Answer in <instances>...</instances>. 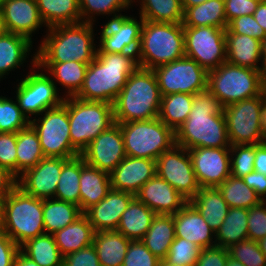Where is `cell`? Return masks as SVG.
<instances>
[{
    "label": "cell",
    "instance_id": "60",
    "mask_svg": "<svg viewBox=\"0 0 266 266\" xmlns=\"http://www.w3.org/2000/svg\"><path fill=\"white\" fill-rule=\"evenodd\" d=\"M253 17L266 33V0L259 2L257 9L253 13Z\"/></svg>",
    "mask_w": 266,
    "mask_h": 266
},
{
    "label": "cell",
    "instance_id": "37",
    "mask_svg": "<svg viewBox=\"0 0 266 266\" xmlns=\"http://www.w3.org/2000/svg\"><path fill=\"white\" fill-rule=\"evenodd\" d=\"M248 209L229 208V211L215 232L216 246L229 248L231 245L248 239Z\"/></svg>",
    "mask_w": 266,
    "mask_h": 266
},
{
    "label": "cell",
    "instance_id": "54",
    "mask_svg": "<svg viewBox=\"0 0 266 266\" xmlns=\"http://www.w3.org/2000/svg\"><path fill=\"white\" fill-rule=\"evenodd\" d=\"M261 0H224L227 24L243 15H253Z\"/></svg>",
    "mask_w": 266,
    "mask_h": 266
},
{
    "label": "cell",
    "instance_id": "27",
    "mask_svg": "<svg viewBox=\"0 0 266 266\" xmlns=\"http://www.w3.org/2000/svg\"><path fill=\"white\" fill-rule=\"evenodd\" d=\"M189 202L214 232L220 228L230 208L217 187H200Z\"/></svg>",
    "mask_w": 266,
    "mask_h": 266
},
{
    "label": "cell",
    "instance_id": "24",
    "mask_svg": "<svg viewBox=\"0 0 266 266\" xmlns=\"http://www.w3.org/2000/svg\"><path fill=\"white\" fill-rule=\"evenodd\" d=\"M173 217L175 237L189 240L201 249L216 246L214 230L189 201L181 210L173 214Z\"/></svg>",
    "mask_w": 266,
    "mask_h": 266
},
{
    "label": "cell",
    "instance_id": "49",
    "mask_svg": "<svg viewBox=\"0 0 266 266\" xmlns=\"http://www.w3.org/2000/svg\"><path fill=\"white\" fill-rule=\"evenodd\" d=\"M159 262L141 240H130L122 266H158Z\"/></svg>",
    "mask_w": 266,
    "mask_h": 266
},
{
    "label": "cell",
    "instance_id": "67",
    "mask_svg": "<svg viewBox=\"0 0 266 266\" xmlns=\"http://www.w3.org/2000/svg\"><path fill=\"white\" fill-rule=\"evenodd\" d=\"M261 52H262V61H266V38L262 41Z\"/></svg>",
    "mask_w": 266,
    "mask_h": 266
},
{
    "label": "cell",
    "instance_id": "20",
    "mask_svg": "<svg viewBox=\"0 0 266 266\" xmlns=\"http://www.w3.org/2000/svg\"><path fill=\"white\" fill-rule=\"evenodd\" d=\"M156 175V160L126 156L110 173L111 189L136 195Z\"/></svg>",
    "mask_w": 266,
    "mask_h": 266
},
{
    "label": "cell",
    "instance_id": "28",
    "mask_svg": "<svg viewBox=\"0 0 266 266\" xmlns=\"http://www.w3.org/2000/svg\"><path fill=\"white\" fill-rule=\"evenodd\" d=\"M94 234L93 226L83 214L73 223L56 231L53 236L61 255L64 257L93 244Z\"/></svg>",
    "mask_w": 266,
    "mask_h": 266
},
{
    "label": "cell",
    "instance_id": "51",
    "mask_svg": "<svg viewBox=\"0 0 266 266\" xmlns=\"http://www.w3.org/2000/svg\"><path fill=\"white\" fill-rule=\"evenodd\" d=\"M16 133L0 132V167L17 177Z\"/></svg>",
    "mask_w": 266,
    "mask_h": 266
},
{
    "label": "cell",
    "instance_id": "2",
    "mask_svg": "<svg viewBox=\"0 0 266 266\" xmlns=\"http://www.w3.org/2000/svg\"><path fill=\"white\" fill-rule=\"evenodd\" d=\"M138 67L134 53H96L76 98L114 104L127 78Z\"/></svg>",
    "mask_w": 266,
    "mask_h": 266
},
{
    "label": "cell",
    "instance_id": "52",
    "mask_svg": "<svg viewBox=\"0 0 266 266\" xmlns=\"http://www.w3.org/2000/svg\"><path fill=\"white\" fill-rule=\"evenodd\" d=\"M225 32L247 35L258 39L261 42L266 38L264 29L254 19L253 15H243L234 18L228 23Z\"/></svg>",
    "mask_w": 266,
    "mask_h": 266
},
{
    "label": "cell",
    "instance_id": "6",
    "mask_svg": "<svg viewBox=\"0 0 266 266\" xmlns=\"http://www.w3.org/2000/svg\"><path fill=\"white\" fill-rule=\"evenodd\" d=\"M3 231L20 247L45 234L43 199L26 194L18 186L1 202Z\"/></svg>",
    "mask_w": 266,
    "mask_h": 266
},
{
    "label": "cell",
    "instance_id": "15",
    "mask_svg": "<svg viewBox=\"0 0 266 266\" xmlns=\"http://www.w3.org/2000/svg\"><path fill=\"white\" fill-rule=\"evenodd\" d=\"M156 175L168 182L187 201L200 189L188 150L176 144L156 159Z\"/></svg>",
    "mask_w": 266,
    "mask_h": 266
},
{
    "label": "cell",
    "instance_id": "14",
    "mask_svg": "<svg viewBox=\"0 0 266 266\" xmlns=\"http://www.w3.org/2000/svg\"><path fill=\"white\" fill-rule=\"evenodd\" d=\"M226 29L213 26L184 27L185 56L207 71L226 62Z\"/></svg>",
    "mask_w": 266,
    "mask_h": 266
},
{
    "label": "cell",
    "instance_id": "58",
    "mask_svg": "<svg viewBox=\"0 0 266 266\" xmlns=\"http://www.w3.org/2000/svg\"><path fill=\"white\" fill-rule=\"evenodd\" d=\"M17 187V177L0 167V203Z\"/></svg>",
    "mask_w": 266,
    "mask_h": 266
},
{
    "label": "cell",
    "instance_id": "69",
    "mask_svg": "<svg viewBox=\"0 0 266 266\" xmlns=\"http://www.w3.org/2000/svg\"><path fill=\"white\" fill-rule=\"evenodd\" d=\"M4 24H3V19L0 13V36L5 32Z\"/></svg>",
    "mask_w": 266,
    "mask_h": 266
},
{
    "label": "cell",
    "instance_id": "53",
    "mask_svg": "<svg viewBox=\"0 0 266 266\" xmlns=\"http://www.w3.org/2000/svg\"><path fill=\"white\" fill-rule=\"evenodd\" d=\"M62 266H101L93 244L63 257Z\"/></svg>",
    "mask_w": 266,
    "mask_h": 266
},
{
    "label": "cell",
    "instance_id": "18",
    "mask_svg": "<svg viewBox=\"0 0 266 266\" xmlns=\"http://www.w3.org/2000/svg\"><path fill=\"white\" fill-rule=\"evenodd\" d=\"M188 152L200 187H218L231 175L230 148L198 147Z\"/></svg>",
    "mask_w": 266,
    "mask_h": 266
},
{
    "label": "cell",
    "instance_id": "12",
    "mask_svg": "<svg viewBox=\"0 0 266 266\" xmlns=\"http://www.w3.org/2000/svg\"><path fill=\"white\" fill-rule=\"evenodd\" d=\"M33 72H28L17 85L16 99L21 111L28 117L42 115L45 110L59 106L63 102V97H59L57 83L54 79L39 73V66L36 65V53L32 59ZM30 114V115H29Z\"/></svg>",
    "mask_w": 266,
    "mask_h": 266
},
{
    "label": "cell",
    "instance_id": "39",
    "mask_svg": "<svg viewBox=\"0 0 266 266\" xmlns=\"http://www.w3.org/2000/svg\"><path fill=\"white\" fill-rule=\"evenodd\" d=\"M16 153L17 178L45 157L38 134L31 125L16 133Z\"/></svg>",
    "mask_w": 266,
    "mask_h": 266
},
{
    "label": "cell",
    "instance_id": "46",
    "mask_svg": "<svg viewBox=\"0 0 266 266\" xmlns=\"http://www.w3.org/2000/svg\"><path fill=\"white\" fill-rule=\"evenodd\" d=\"M230 153V168L233 177L243 178L254 171L255 144L231 145Z\"/></svg>",
    "mask_w": 266,
    "mask_h": 266
},
{
    "label": "cell",
    "instance_id": "61",
    "mask_svg": "<svg viewBox=\"0 0 266 266\" xmlns=\"http://www.w3.org/2000/svg\"><path fill=\"white\" fill-rule=\"evenodd\" d=\"M14 266H39L31 258L25 255L21 250L15 256Z\"/></svg>",
    "mask_w": 266,
    "mask_h": 266
},
{
    "label": "cell",
    "instance_id": "11",
    "mask_svg": "<svg viewBox=\"0 0 266 266\" xmlns=\"http://www.w3.org/2000/svg\"><path fill=\"white\" fill-rule=\"evenodd\" d=\"M266 92L223 108L230 145L264 143L261 108Z\"/></svg>",
    "mask_w": 266,
    "mask_h": 266
},
{
    "label": "cell",
    "instance_id": "30",
    "mask_svg": "<svg viewBox=\"0 0 266 266\" xmlns=\"http://www.w3.org/2000/svg\"><path fill=\"white\" fill-rule=\"evenodd\" d=\"M156 215L154 211L135 197L130 202L128 208L122 213L116 231L130 240H141L147 233Z\"/></svg>",
    "mask_w": 266,
    "mask_h": 266
},
{
    "label": "cell",
    "instance_id": "22",
    "mask_svg": "<svg viewBox=\"0 0 266 266\" xmlns=\"http://www.w3.org/2000/svg\"><path fill=\"white\" fill-rule=\"evenodd\" d=\"M135 197L156 214H176L188 202L176 189L159 176L148 180Z\"/></svg>",
    "mask_w": 266,
    "mask_h": 266
},
{
    "label": "cell",
    "instance_id": "57",
    "mask_svg": "<svg viewBox=\"0 0 266 266\" xmlns=\"http://www.w3.org/2000/svg\"><path fill=\"white\" fill-rule=\"evenodd\" d=\"M242 179L255 191L261 200H266V176L264 174L253 171L244 176Z\"/></svg>",
    "mask_w": 266,
    "mask_h": 266
},
{
    "label": "cell",
    "instance_id": "3",
    "mask_svg": "<svg viewBox=\"0 0 266 266\" xmlns=\"http://www.w3.org/2000/svg\"><path fill=\"white\" fill-rule=\"evenodd\" d=\"M93 24L81 22L47 28L49 32L36 52V63L92 62L97 53Z\"/></svg>",
    "mask_w": 266,
    "mask_h": 266
},
{
    "label": "cell",
    "instance_id": "50",
    "mask_svg": "<svg viewBox=\"0 0 266 266\" xmlns=\"http://www.w3.org/2000/svg\"><path fill=\"white\" fill-rule=\"evenodd\" d=\"M248 239L258 241L266 237V200L248 209Z\"/></svg>",
    "mask_w": 266,
    "mask_h": 266
},
{
    "label": "cell",
    "instance_id": "41",
    "mask_svg": "<svg viewBox=\"0 0 266 266\" xmlns=\"http://www.w3.org/2000/svg\"><path fill=\"white\" fill-rule=\"evenodd\" d=\"M140 16L146 21L183 23L181 0H139ZM135 2V0H133Z\"/></svg>",
    "mask_w": 266,
    "mask_h": 266
},
{
    "label": "cell",
    "instance_id": "16",
    "mask_svg": "<svg viewBox=\"0 0 266 266\" xmlns=\"http://www.w3.org/2000/svg\"><path fill=\"white\" fill-rule=\"evenodd\" d=\"M122 15L103 25L97 53H134L139 50L144 19Z\"/></svg>",
    "mask_w": 266,
    "mask_h": 266
},
{
    "label": "cell",
    "instance_id": "9",
    "mask_svg": "<svg viewBox=\"0 0 266 266\" xmlns=\"http://www.w3.org/2000/svg\"><path fill=\"white\" fill-rule=\"evenodd\" d=\"M127 156L156 160L176 144L175 131L159 118L119 123Z\"/></svg>",
    "mask_w": 266,
    "mask_h": 266
},
{
    "label": "cell",
    "instance_id": "17",
    "mask_svg": "<svg viewBox=\"0 0 266 266\" xmlns=\"http://www.w3.org/2000/svg\"><path fill=\"white\" fill-rule=\"evenodd\" d=\"M80 156L88 165L110 174L127 156L120 125L114 123L106 131L100 133L81 152Z\"/></svg>",
    "mask_w": 266,
    "mask_h": 266
},
{
    "label": "cell",
    "instance_id": "40",
    "mask_svg": "<svg viewBox=\"0 0 266 266\" xmlns=\"http://www.w3.org/2000/svg\"><path fill=\"white\" fill-rule=\"evenodd\" d=\"M20 250L39 266H62L63 256L55 243L53 234H43L29 239Z\"/></svg>",
    "mask_w": 266,
    "mask_h": 266
},
{
    "label": "cell",
    "instance_id": "1",
    "mask_svg": "<svg viewBox=\"0 0 266 266\" xmlns=\"http://www.w3.org/2000/svg\"><path fill=\"white\" fill-rule=\"evenodd\" d=\"M176 145L187 150L230 148L226 120L219 100L208 89L194 95L190 114L175 131Z\"/></svg>",
    "mask_w": 266,
    "mask_h": 266
},
{
    "label": "cell",
    "instance_id": "48",
    "mask_svg": "<svg viewBox=\"0 0 266 266\" xmlns=\"http://www.w3.org/2000/svg\"><path fill=\"white\" fill-rule=\"evenodd\" d=\"M229 257L244 266H266V257L261 252L257 241L244 240L228 248Z\"/></svg>",
    "mask_w": 266,
    "mask_h": 266
},
{
    "label": "cell",
    "instance_id": "21",
    "mask_svg": "<svg viewBox=\"0 0 266 266\" xmlns=\"http://www.w3.org/2000/svg\"><path fill=\"white\" fill-rule=\"evenodd\" d=\"M0 13L7 32L22 35L30 41L32 33L44 24L36 0H4Z\"/></svg>",
    "mask_w": 266,
    "mask_h": 266
},
{
    "label": "cell",
    "instance_id": "7",
    "mask_svg": "<svg viewBox=\"0 0 266 266\" xmlns=\"http://www.w3.org/2000/svg\"><path fill=\"white\" fill-rule=\"evenodd\" d=\"M68 110L72 147L79 153L114 122L113 104L64 97Z\"/></svg>",
    "mask_w": 266,
    "mask_h": 266
},
{
    "label": "cell",
    "instance_id": "32",
    "mask_svg": "<svg viewBox=\"0 0 266 266\" xmlns=\"http://www.w3.org/2000/svg\"><path fill=\"white\" fill-rule=\"evenodd\" d=\"M174 239L175 224L173 215L157 214L141 241L156 257L165 259Z\"/></svg>",
    "mask_w": 266,
    "mask_h": 266
},
{
    "label": "cell",
    "instance_id": "33",
    "mask_svg": "<svg viewBox=\"0 0 266 266\" xmlns=\"http://www.w3.org/2000/svg\"><path fill=\"white\" fill-rule=\"evenodd\" d=\"M46 27L81 23L78 0H36Z\"/></svg>",
    "mask_w": 266,
    "mask_h": 266
},
{
    "label": "cell",
    "instance_id": "47",
    "mask_svg": "<svg viewBox=\"0 0 266 266\" xmlns=\"http://www.w3.org/2000/svg\"><path fill=\"white\" fill-rule=\"evenodd\" d=\"M201 250L197 244L183 238L175 237L165 259L178 266H195Z\"/></svg>",
    "mask_w": 266,
    "mask_h": 266
},
{
    "label": "cell",
    "instance_id": "34",
    "mask_svg": "<svg viewBox=\"0 0 266 266\" xmlns=\"http://www.w3.org/2000/svg\"><path fill=\"white\" fill-rule=\"evenodd\" d=\"M183 27L213 26L226 29L224 0H207L184 11Z\"/></svg>",
    "mask_w": 266,
    "mask_h": 266
},
{
    "label": "cell",
    "instance_id": "71",
    "mask_svg": "<svg viewBox=\"0 0 266 266\" xmlns=\"http://www.w3.org/2000/svg\"><path fill=\"white\" fill-rule=\"evenodd\" d=\"M3 3H4V0H0V12H1V9H2Z\"/></svg>",
    "mask_w": 266,
    "mask_h": 266
},
{
    "label": "cell",
    "instance_id": "35",
    "mask_svg": "<svg viewBox=\"0 0 266 266\" xmlns=\"http://www.w3.org/2000/svg\"><path fill=\"white\" fill-rule=\"evenodd\" d=\"M83 215L80 207L56 198L43 199V223L46 234H54Z\"/></svg>",
    "mask_w": 266,
    "mask_h": 266
},
{
    "label": "cell",
    "instance_id": "66",
    "mask_svg": "<svg viewBox=\"0 0 266 266\" xmlns=\"http://www.w3.org/2000/svg\"><path fill=\"white\" fill-rule=\"evenodd\" d=\"M226 266H244V265L241 262L236 261V260L229 257V259L226 263Z\"/></svg>",
    "mask_w": 266,
    "mask_h": 266
},
{
    "label": "cell",
    "instance_id": "31",
    "mask_svg": "<svg viewBox=\"0 0 266 266\" xmlns=\"http://www.w3.org/2000/svg\"><path fill=\"white\" fill-rule=\"evenodd\" d=\"M32 42L22 35L7 31L0 36V80L24 63L33 47Z\"/></svg>",
    "mask_w": 266,
    "mask_h": 266
},
{
    "label": "cell",
    "instance_id": "8",
    "mask_svg": "<svg viewBox=\"0 0 266 266\" xmlns=\"http://www.w3.org/2000/svg\"><path fill=\"white\" fill-rule=\"evenodd\" d=\"M207 89L216 96L223 108L264 92L261 70L228 63L208 71Z\"/></svg>",
    "mask_w": 266,
    "mask_h": 266
},
{
    "label": "cell",
    "instance_id": "36",
    "mask_svg": "<svg viewBox=\"0 0 266 266\" xmlns=\"http://www.w3.org/2000/svg\"><path fill=\"white\" fill-rule=\"evenodd\" d=\"M42 72L45 68L59 84L67 88L66 97L75 96L81 89L89 64L69 61L62 63H36ZM44 68V69H43Z\"/></svg>",
    "mask_w": 266,
    "mask_h": 266
},
{
    "label": "cell",
    "instance_id": "55",
    "mask_svg": "<svg viewBox=\"0 0 266 266\" xmlns=\"http://www.w3.org/2000/svg\"><path fill=\"white\" fill-rule=\"evenodd\" d=\"M228 259L227 248L214 246L201 250L195 266H226Z\"/></svg>",
    "mask_w": 266,
    "mask_h": 266
},
{
    "label": "cell",
    "instance_id": "13",
    "mask_svg": "<svg viewBox=\"0 0 266 266\" xmlns=\"http://www.w3.org/2000/svg\"><path fill=\"white\" fill-rule=\"evenodd\" d=\"M161 96L172 93L195 95L207 89L208 71L186 56L153 69Z\"/></svg>",
    "mask_w": 266,
    "mask_h": 266
},
{
    "label": "cell",
    "instance_id": "26",
    "mask_svg": "<svg viewBox=\"0 0 266 266\" xmlns=\"http://www.w3.org/2000/svg\"><path fill=\"white\" fill-rule=\"evenodd\" d=\"M80 209L84 213L98 204L111 190L110 174L88 165L81 157V176L79 180Z\"/></svg>",
    "mask_w": 266,
    "mask_h": 266
},
{
    "label": "cell",
    "instance_id": "38",
    "mask_svg": "<svg viewBox=\"0 0 266 266\" xmlns=\"http://www.w3.org/2000/svg\"><path fill=\"white\" fill-rule=\"evenodd\" d=\"M194 101L193 94L172 93L161 96L158 118L176 131L188 118Z\"/></svg>",
    "mask_w": 266,
    "mask_h": 266
},
{
    "label": "cell",
    "instance_id": "65",
    "mask_svg": "<svg viewBox=\"0 0 266 266\" xmlns=\"http://www.w3.org/2000/svg\"><path fill=\"white\" fill-rule=\"evenodd\" d=\"M259 248L261 250V252L265 255L266 257V237L260 239L257 241Z\"/></svg>",
    "mask_w": 266,
    "mask_h": 266
},
{
    "label": "cell",
    "instance_id": "42",
    "mask_svg": "<svg viewBox=\"0 0 266 266\" xmlns=\"http://www.w3.org/2000/svg\"><path fill=\"white\" fill-rule=\"evenodd\" d=\"M80 176L81 156L79 155L63 165L54 198L80 206Z\"/></svg>",
    "mask_w": 266,
    "mask_h": 266
},
{
    "label": "cell",
    "instance_id": "19",
    "mask_svg": "<svg viewBox=\"0 0 266 266\" xmlns=\"http://www.w3.org/2000/svg\"><path fill=\"white\" fill-rule=\"evenodd\" d=\"M69 159L44 157L17 178V186L36 198H54L62 167Z\"/></svg>",
    "mask_w": 266,
    "mask_h": 266
},
{
    "label": "cell",
    "instance_id": "59",
    "mask_svg": "<svg viewBox=\"0 0 266 266\" xmlns=\"http://www.w3.org/2000/svg\"><path fill=\"white\" fill-rule=\"evenodd\" d=\"M254 171L266 176V143L255 144Z\"/></svg>",
    "mask_w": 266,
    "mask_h": 266
},
{
    "label": "cell",
    "instance_id": "62",
    "mask_svg": "<svg viewBox=\"0 0 266 266\" xmlns=\"http://www.w3.org/2000/svg\"><path fill=\"white\" fill-rule=\"evenodd\" d=\"M261 129L263 132L264 142L266 143V100L261 108Z\"/></svg>",
    "mask_w": 266,
    "mask_h": 266
},
{
    "label": "cell",
    "instance_id": "56",
    "mask_svg": "<svg viewBox=\"0 0 266 266\" xmlns=\"http://www.w3.org/2000/svg\"><path fill=\"white\" fill-rule=\"evenodd\" d=\"M20 247L4 232H0V266H14Z\"/></svg>",
    "mask_w": 266,
    "mask_h": 266
},
{
    "label": "cell",
    "instance_id": "44",
    "mask_svg": "<svg viewBox=\"0 0 266 266\" xmlns=\"http://www.w3.org/2000/svg\"><path fill=\"white\" fill-rule=\"evenodd\" d=\"M78 3L81 13V22L93 23L95 19L93 15L95 14L110 16L114 14L112 19L122 16L119 12L125 9L127 10V8L129 9L133 0H78ZM117 12L119 14H116Z\"/></svg>",
    "mask_w": 266,
    "mask_h": 266
},
{
    "label": "cell",
    "instance_id": "64",
    "mask_svg": "<svg viewBox=\"0 0 266 266\" xmlns=\"http://www.w3.org/2000/svg\"><path fill=\"white\" fill-rule=\"evenodd\" d=\"M261 77H262V86L264 91L266 92V61L262 62Z\"/></svg>",
    "mask_w": 266,
    "mask_h": 266
},
{
    "label": "cell",
    "instance_id": "43",
    "mask_svg": "<svg viewBox=\"0 0 266 266\" xmlns=\"http://www.w3.org/2000/svg\"><path fill=\"white\" fill-rule=\"evenodd\" d=\"M217 188L230 208L249 209L262 201L242 178H236L232 175L225 179Z\"/></svg>",
    "mask_w": 266,
    "mask_h": 266
},
{
    "label": "cell",
    "instance_id": "5",
    "mask_svg": "<svg viewBox=\"0 0 266 266\" xmlns=\"http://www.w3.org/2000/svg\"><path fill=\"white\" fill-rule=\"evenodd\" d=\"M184 56V27L182 23L144 20L139 50L136 54L138 67L153 70Z\"/></svg>",
    "mask_w": 266,
    "mask_h": 266
},
{
    "label": "cell",
    "instance_id": "23",
    "mask_svg": "<svg viewBox=\"0 0 266 266\" xmlns=\"http://www.w3.org/2000/svg\"><path fill=\"white\" fill-rule=\"evenodd\" d=\"M134 198L135 195L131 193L111 189L105 198L83 214L88 218L95 232L116 230L122 213Z\"/></svg>",
    "mask_w": 266,
    "mask_h": 266
},
{
    "label": "cell",
    "instance_id": "4",
    "mask_svg": "<svg viewBox=\"0 0 266 266\" xmlns=\"http://www.w3.org/2000/svg\"><path fill=\"white\" fill-rule=\"evenodd\" d=\"M160 103L161 94L154 71L137 67L113 104L114 122L158 118Z\"/></svg>",
    "mask_w": 266,
    "mask_h": 266
},
{
    "label": "cell",
    "instance_id": "45",
    "mask_svg": "<svg viewBox=\"0 0 266 266\" xmlns=\"http://www.w3.org/2000/svg\"><path fill=\"white\" fill-rule=\"evenodd\" d=\"M30 125V119L21 111L17 100L0 96V132L17 133Z\"/></svg>",
    "mask_w": 266,
    "mask_h": 266
},
{
    "label": "cell",
    "instance_id": "70",
    "mask_svg": "<svg viewBox=\"0 0 266 266\" xmlns=\"http://www.w3.org/2000/svg\"><path fill=\"white\" fill-rule=\"evenodd\" d=\"M3 231V228H2V205L0 203V232Z\"/></svg>",
    "mask_w": 266,
    "mask_h": 266
},
{
    "label": "cell",
    "instance_id": "63",
    "mask_svg": "<svg viewBox=\"0 0 266 266\" xmlns=\"http://www.w3.org/2000/svg\"><path fill=\"white\" fill-rule=\"evenodd\" d=\"M207 0H181L183 11H185L189 7H193L199 4H202Z\"/></svg>",
    "mask_w": 266,
    "mask_h": 266
},
{
    "label": "cell",
    "instance_id": "25",
    "mask_svg": "<svg viewBox=\"0 0 266 266\" xmlns=\"http://www.w3.org/2000/svg\"><path fill=\"white\" fill-rule=\"evenodd\" d=\"M226 61L230 64L262 70V42L256 38L225 32Z\"/></svg>",
    "mask_w": 266,
    "mask_h": 266
},
{
    "label": "cell",
    "instance_id": "68",
    "mask_svg": "<svg viewBox=\"0 0 266 266\" xmlns=\"http://www.w3.org/2000/svg\"><path fill=\"white\" fill-rule=\"evenodd\" d=\"M158 266H178L168 262L166 259H160Z\"/></svg>",
    "mask_w": 266,
    "mask_h": 266
},
{
    "label": "cell",
    "instance_id": "29",
    "mask_svg": "<svg viewBox=\"0 0 266 266\" xmlns=\"http://www.w3.org/2000/svg\"><path fill=\"white\" fill-rule=\"evenodd\" d=\"M130 239L116 230L95 232L93 245L101 266H122Z\"/></svg>",
    "mask_w": 266,
    "mask_h": 266
},
{
    "label": "cell",
    "instance_id": "10",
    "mask_svg": "<svg viewBox=\"0 0 266 266\" xmlns=\"http://www.w3.org/2000/svg\"><path fill=\"white\" fill-rule=\"evenodd\" d=\"M44 112V116L30 120V125L38 134L43 155L52 158L79 156L71 145L67 107L61 103Z\"/></svg>",
    "mask_w": 266,
    "mask_h": 266
}]
</instances>
